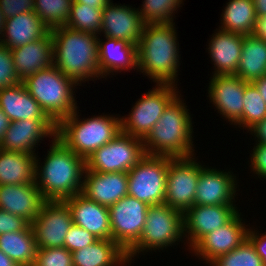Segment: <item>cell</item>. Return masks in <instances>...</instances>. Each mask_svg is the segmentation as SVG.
Segmentation results:
<instances>
[{
	"mask_svg": "<svg viewBox=\"0 0 266 266\" xmlns=\"http://www.w3.org/2000/svg\"><path fill=\"white\" fill-rule=\"evenodd\" d=\"M51 142L44 165L36 157L35 183L45 201H64L81 193L86 163L58 138Z\"/></svg>",
	"mask_w": 266,
	"mask_h": 266,
	"instance_id": "obj_1",
	"label": "cell"
},
{
	"mask_svg": "<svg viewBox=\"0 0 266 266\" xmlns=\"http://www.w3.org/2000/svg\"><path fill=\"white\" fill-rule=\"evenodd\" d=\"M174 23L145 24L137 45L138 69L157 84L175 85L180 65Z\"/></svg>",
	"mask_w": 266,
	"mask_h": 266,
	"instance_id": "obj_2",
	"label": "cell"
},
{
	"mask_svg": "<svg viewBox=\"0 0 266 266\" xmlns=\"http://www.w3.org/2000/svg\"><path fill=\"white\" fill-rule=\"evenodd\" d=\"M50 31L53 38V65L60 72L78 85L101 78L97 35L66 26L54 27Z\"/></svg>",
	"mask_w": 266,
	"mask_h": 266,
	"instance_id": "obj_3",
	"label": "cell"
},
{
	"mask_svg": "<svg viewBox=\"0 0 266 266\" xmlns=\"http://www.w3.org/2000/svg\"><path fill=\"white\" fill-rule=\"evenodd\" d=\"M186 103L178 94L143 139L145 154L184 158L193 156V126Z\"/></svg>",
	"mask_w": 266,
	"mask_h": 266,
	"instance_id": "obj_4",
	"label": "cell"
},
{
	"mask_svg": "<svg viewBox=\"0 0 266 266\" xmlns=\"http://www.w3.org/2000/svg\"><path fill=\"white\" fill-rule=\"evenodd\" d=\"M77 112L56 125V138L86 160L121 132L120 118L108 114L80 119Z\"/></svg>",
	"mask_w": 266,
	"mask_h": 266,
	"instance_id": "obj_5",
	"label": "cell"
},
{
	"mask_svg": "<svg viewBox=\"0 0 266 266\" xmlns=\"http://www.w3.org/2000/svg\"><path fill=\"white\" fill-rule=\"evenodd\" d=\"M22 82L30 95L56 125L78 108L73 96L75 93L73 90L77 88L78 84L66 77L54 65L37 71Z\"/></svg>",
	"mask_w": 266,
	"mask_h": 266,
	"instance_id": "obj_6",
	"label": "cell"
},
{
	"mask_svg": "<svg viewBox=\"0 0 266 266\" xmlns=\"http://www.w3.org/2000/svg\"><path fill=\"white\" fill-rule=\"evenodd\" d=\"M184 237L183 213L166 203L149 205L142 234L126 252L127 259L131 264L132 258L141 252L166 249Z\"/></svg>",
	"mask_w": 266,
	"mask_h": 266,
	"instance_id": "obj_7",
	"label": "cell"
},
{
	"mask_svg": "<svg viewBox=\"0 0 266 266\" xmlns=\"http://www.w3.org/2000/svg\"><path fill=\"white\" fill-rule=\"evenodd\" d=\"M156 86L140 97L127 117H120L121 132L144 139L157 124L163 111L179 91L172 84Z\"/></svg>",
	"mask_w": 266,
	"mask_h": 266,
	"instance_id": "obj_8",
	"label": "cell"
},
{
	"mask_svg": "<svg viewBox=\"0 0 266 266\" xmlns=\"http://www.w3.org/2000/svg\"><path fill=\"white\" fill-rule=\"evenodd\" d=\"M145 155L143 139L120 132L85 160L86 170L103 173L128 172Z\"/></svg>",
	"mask_w": 266,
	"mask_h": 266,
	"instance_id": "obj_9",
	"label": "cell"
},
{
	"mask_svg": "<svg viewBox=\"0 0 266 266\" xmlns=\"http://www.w3.org/2000/svg\"><path fill=\"white\" fill-rule=\"evenodd\" d=\"M169 157L145 155L128 173V195L148 205L164 203Z\"/></svg>",
	"mask_w": 266,
	"mask_h": 266,
	"instance_id": "obj_10",
	"label": "cell"
},
{
	"mask_svg": "<svg viewBox=\"0 0 266 266\" xmlns=\"http://www.w3.org/2000/svg\"><path fill=\"white\" fill-rule=\"evenodd\" d=\"M194 157H169L164 203L183 214L194 206L201 172V164Z\"/></svg>",
	"mask_w": 266,
	"mask_h": 266,
	"instance_id": "obj_11",
	"label": "cell"
},
{
	"mask_svg": "<svg viewBox=\"0 0 266 266\" xmlns=\"http://www.w3.org/2000/svg\"><path fill=\"white\" fill-rule=\"evenodd\" d=\"M149 205L126 195L108 207L112 240L127 252L140 238Z\"/></svg>",
	"mask_w": 266,
	"mask_h": 266,
	"instance_id": "obj_12",
	"label": "cell"
},
{
	"mask_svg": "<svg viewBox=\"0 0 266 266\" xmlns=\"http://www.w3.org/2000/svg\"><path fill=\"white\" fill-rule=\"evenodd\" d=\"M72 224L70 209L64 201H45L31 223L37 248L64 247Z\"/></svg>",
	"mask_w": 266,
	"mask_h": 266,
	"instance_id": "obj_13",
	"label": "cell"
},
{
	"mask_svg": "<svg viewBox=\"0 0 266 266\" xmlns=\"http://www.w3.org/2000/svg\"><path fill=\"white\" fill-rule=\"evenodd\" d=\"M240 215L238 212L227 224L202 237L191 248L190 253H194L198 259H203L208 264L240 246L247 239L249 230Z\"/></svg>",
	"mask_w": 266,
	"mask_h": 266,
	"instance_id": "obj_14",
	"label": "cell"
},
{
	"mask_svg": "<svg viewBox=\"0 0 266 266\" xmlns=\"http://www.w3.org/2000/svg\"><path fill=\"white\" fill-rule=\"evenodd\" d=\"M244 91L245 81L236 75H211L208 87L210 102L226 121L238 127H242Z\"/></svg>",
	"mask_w": 266,
	"mask_h": 266,
	"instance_id": "obj_15",
	"label": "cell"
},
{
	"mask_svg": "<svg viewBox=\"0 0 266 266\" xmlns=\"http://www.w3.org/2000/svg\"><path fill=\"white\" fill-rule=\"evenodd\" d=\"M236 205H196L183 214L184 236L191 249L202 237L227 224L239 211Z\"/></svg>",
	"mask_w": 266,
	"mask_h": 266,
	"instance_id": "obj_16",
	"label": "cell"
},
{
	"mask_svg": "<svg viewBox=\"0 0 266 266\" xmlns=\"http://www.w3.org/2000/svg\"><path fill=\"white\" fill-rule=\"evenodd\" d=\"M46 137H56V124L51 119L13 121L0 141V149L37 154L36 145Z\"/></svg>",
	"mask_w": 266,
	"mask_h": 266,
	"instance_id": "obj_17",
	"label": "cell"
},
{
	"mask_svg": "<svg viewBox=\"0 0 266 266\" xmlns=\"http://www.w3.org/2000/svg\"><path fill=\"white\" fill-rule=\"evenodd\" d=\"M231 171L224 172L201 164L194 206L235 205L237 180Z\"/></svg>",
	"mask_w": 266,
	"mask_h": 266,
	"instance_id": "obj_18",
	"label": "cell"
},
{
	"mask_svg": "<svg viewBox=\"0 0 266 266\" xmlns=\"http://www.w3.org/2000/svg\"><path fill=\"white\" fill-rule=\"evenodd\" d=\"M138 8L117 5L111 1L102 11L101 33L105 37L138 45L144 27Z\"/></svg>",
	"mask_w": 266,
	"mask_h": 266,
	"instance_id": "obj_19",
	"label": "cell"
},
{
	"mask_svg": "<svg viewBox=\"0 0 266 266\" xmlns=\"http://www.w3.org/2000/svg\"><path fill=\"white\" fill-rule=\"evenodd\" d=\"M81 194L100 205L110 207L128 195V173L85 170Z\"/></svg>",
	"mask_w": 266,
	"mask_h": 266,
	"instance_id": "obj_20",
	"label": "cell"
},
{
	"mask_svg": "<svg viewBox=\"0 0 266 266\" xmlns=\"http://www.w3.org/2000/svg\"><path fill=\"white\" fill-rule=\"evenodd\" d=\"M64 202L70 209L73 224L88 230L98 239H112L108 207L89 200L81 193Z\"/></svg>",
	"mask_w": 266,
	"mask_h": 266,
	"instance_id": "obj_21",
	"label": "cell"
},
{
	"mask_svg": "<svg viewBox=\"0 0 266 266\" xmlns=\"http://www.w3.org/2000/svg\"><path fill=\"white\" fill-rule=\"evenodd\" d=\"M45 200L36 183L0 185V209L24 218L31 224Z\"/></svg>",
	"mask_w": 266,
	"mask_h": 266,
	"instance_id": "obj_22",
	"label": "cell"
},
{
	"mask_svg": "<svg viewBox=\"0 0 266 266\" xmlns=\"http://www.w3.org/2000/svg\"><path fill=\"white\" fill-rule=\"evenodd\" d=\"M14 68L22 82L39 70L53 66V38L51 31L39 40L10 49Z\"/></svg>",
	"mask_w": 266,
	"mask_h": 266,
	"instance_id": "obj_23",
	"label": "cell"
},
{
	"mask_svg": "<svg viewBox=\"0 0 266 266\" xmlns=\"http://www.w3.org/2000/svg\"><path fill=\"white\" fill-rule=\"evenodd\" d=\"M216 32L210 38L207 49L215 68L212 74L235 75L240 62L243 35L219 28Z\"/></svg>",
	"mask_w": 266,
	"mask_h": 266,
	"instance_id": "obj_24",
	"label": "cell"
},
{
	"mask_svg": "<svg viewBox=\"0 0 266 266\" xmlns=\"http://www.w3.org/2000/svg\"><path fill=\"white\" fill-rule=\"evenodd\" d=\"M97 38L101 78L109 76L110 73L114 75V72L138 69L137 45L109 37H105L107 40L103 42L99 35Z\"/></svg>",
	"mask_w": 266,
	"mask_h": 266,
	"instance_id": "obj_25",
	"label": "cell"
},
{
	"mask_svg": "<svg viewBox=\"0 0 266 266\" xmlns=\"http://www.w3.org/2000/svg\"><path fill=\"white\" fill-rule=\"evenodd\" d=\"M49 32V27L40 20V17L34 11H29L5 19L0 44L13 49L39 40Z\"/></svg>",
	"mask_w": 266,
	"mask_h": 266,
	"instance_id": "obj_26",
	"label": "cell"
},
{
	"mask_svg": "<svg viewBox=\"0 0 266 266\" xmlns=\"http://www.w3.org/2000/svg\"><path fill=\"white\" fill-rule=\"evenodd\" d=\"M0 109L11 122L50 119L40 104L27 91L23 82L0 89Z\"/></svg>",
	"mask_w": 266,
	"mask_h": 266,
	"instance_id": "obj_27",
	"label": "cell"
},
{
	"mask_svg": "<svg viewBox=\"0 0 266 266\" xmlns=\"http://www.w3.org/2000/svg\"><path fill=\"white\" fill-rule=\"evenodd\" d=\"M73 266H125L126 252L112 239H98L82 249L71 252Z\"/></svg>",
	"mask_w": 266,
	"mask_h": 266,
	"instance_id": "obj_28",
	"label": "cell"
},
{
	"mask_svg": "<svg viewBox=\"0 0 266 266\" xmlns=\"http://www.w3.org/2000/svg\"><path fill=\"white\" fill-rule=\"evenodd\" d=\"M36 154L0 149V185L35 183Z\"/></svg>",
	"mask_w": 266,
	"mask_h": 266,
	"instance_id": "obj_29",
	"label": "cell"
},
{
	"mask_svg": "<svg viewBox=\"0 0 266 266\" xmlns=\"http://www.w3.org/2000/svg\"><path fill=\"white\" fill-rule=\"evenodd\" d=\"M235 75L250 83L266 76V41L253 34L243 35L241 57Z\"/></svg>",
	"mask_w": 266,
	"mask_h": 266,
	"instance_id": "obj_30",
	"label": "cell"
},
{
	"mask_svg": "<svg viewBox=\"0 0 266 266\" xmlns=\"http://www.w3.org/2000/svg\"><path fill=\"white\" fill-rule=\"evenodd\" d=\"M0 250L19 266H32L37 246L31 224L22 231L0 235Z\"/></svg>",
	"mask_w": 266,
	"mask_h": 266,
	"instance_id": "obj_31",
	"label": "cell"
},
{
	"mask_svg": "<svg viewBox=\"0 0 266 266\" xmlns=\"http://www.w3.org/2000/svg\"><path fill=\"white\" fill-rule=\"evenodd\" d=\"M226 4L219 29L244 36L252 34L257 19L253 0H229Z\"/></svg>",
	"mask_w": 266,
	"mask_h": 266,
	"instance_id": "obj_32",
	"label": "cell"
},
{
	"mask_svg": "<svg viewBox=\"0 0 266 266\" xmlns=\"http://www.w3.org/2000/svg\"><path fill=\"white\" fill-rule=\"evenodd\" d=\"M103 9L72 2L70 16L66 27L73 30L92 33L98 36L102 26Z\"/></svg>",
	"mask_w": 266,
	"mask_h": 266,
	"instance_id": "obj_33",
	"label": "cell"
},
{
	"mask_svg": "<svg viewBox=\"0 0 266 266\" xmlns=\"http://www.w3.org/2000/svg\"><path fill=\"white\" fill-rule=\"evenodd\" d=\"M73 0H34V12L53 29L68 22Z\"/></svg>",
	"mask_w": 266,
	"mask_h": 266,
	"instance_id": "obj_34",
	"label": "cell"
},
{
	"mask_svg": "<svg viewBox=\"0 0 266 266\" xmlns=\"http://www.w3.org/2000/svg\"><path fill=\"white\" fill-rule=\"evenodd\" d=\"M182 2L183 0H144L138 12L144 24L173 23V14Z\"/></svg>",
	"mask_w": 266,
	"mask_h": 266,
	"instance_id": "obj_35",
	"label": "cell"
},
{
	"mask_svg": "<svg viewBox=\"0 0 266 266\" xmlns=\"http://www.w3.org/2000/svg\"><path fill=\"white\" fill-rule=\"evenodd\" d=\"M243 100L242 127L249 132L252 127L266 118V103L257 87L250 82H245Z\"/></svg>",
	"mask_w": 266,
	"mask_h": 266,
	"instance_id": "obj_36",
	"label": "cell"
},
{
	"mask_svg": "<svg viewBox=\"0 0 266 266\" xmlns=\"http://www.w3.org/2000/svg\"><path fill=\"white\" fill-rule=\"evenodd\" d=\"M210 266H264L252 243L246 239L240 246L213 260Z\"/></svg>",
	"mask_w": 266,
	"mask_h": 266,
	"instance_id": "obj_37",
	"label": "cell"
},
{
	"mask_svg": "<svg viewBox=\"0 0 266 266\" xmlns=\"http://www.w3.org/2000/svg\"><path fill=\"white\" fill-rule=\"evenodd\" d=\"M32 266H73L72 254L65 247L37 248Z\"/></svg>",
	"mask_w": 266,
	"mask_h": 266,
	"instance_id": "obj_38",
	"label": "cell"
},
{
	"mask_svg": "<svg viewBox=\"0 0 266 266\" xmlns=\"http://www.w3.org/2000/svg\"><path fill=\"white\" fill-rule=\"evenodd\" d=\"M16 74L11 50L0 44V89L20 83Z\"/></svg>",
	"mask_w": 266,
	"mask_h": 266,
	"instance_id": "obj_39",
	"label": "cell"
},
{
	"mask_svg": "<svg viewBox=\"0 0 266 266\" xmlns=\"http://www.w3.org/2000/svg\"><path fill=\"white\" fill-rule=\"evenodd\" d=\"M97 240L98 238L88 230L72 224L66 234L64 247L70 252H74L76 250L82 249L84 246L91 245Z\"/></svg>",
	"mask_w": 266,
	"mask_h": 266,
	"instance_id": "obj_40",
	"label": "cell"
},
{
	"mask_svg": "<svg viewBox=\"0 0 266 266\" xmlns=\"http://www.w3.org/2000/svg\"><path fill=\"white\" fill-rule=\"evenodd\" d=\"M0 10L5 19L34 11V0H0Z\"/></svg>",
	"mask_w": 266,
	"mask_h": 266,
	"instance_id": "obj_41",
	"label": "cell"
},
{
	"mask_svg": "<svg viewBox=\"0 0 266 266\" xmlns=\"http://www.w3.org/2000/svg\"><path fill=\"white\" fill-rule=\"evenodd\" d=\"M29 223L22 217L0 209V235L24 230Z\"/></svg>",
	"mask_w": 266,
	"mask_h": 266,
	"instance_id": "obj_42",
	"label": "cell"
},
{
	"mask_svg": "<svg viewBox=\"0 0 266 266\" xmlns=\"http://www.w3.org/2000/svg\"><path fill=\"white\" fill-rule=\"evenodd\" d=\"M251 155V168L259 179H266V144H255Z\"/></svg>",
	"mask_w": 266,
	"mask_h": 266,
	"instance_id": "obj_43",
	"label": "cell"
},
{
	"mask_svg": "<svg viewBox=\"0 0 266 266\" xmlns=\"http://www.w3.org/2000/svg\"><path fill=\"white\" fill-rule=\"evenodd\" d=\"M260 233L255 229L249 228L247 239L254 246L256 253L260 256L262 263L266 266V233L259 235Z\"/></svg>",
	"mask_w": 266,
	"mask_h": 266,
	"instance_id": "obj_44",
	"label": "cell"
},
{
	"mask_svg": "<svg viewBox=\"0 0 266 266\" xmlns=\"http://www.w3.org/2000/svg\"><path fill=\"white\" fill-rule=\"evenodd\" d=\"M249 131L252 136L254 134L253 137L257 139L255 144H266V118L261 122L257 123Z\"/></svg>",
	"mask_w": 266,
	"mask_h": 266,
	"instance_id": "obj_45",
	"label": "cell"
},
{
	"mask_svg": "<svg viewBox=\"0 0 266 266\" xmlns=\"http://www.w3.org/2000/svg\"><path fill=\"white\" fill-rule=\"evenodd\" d=\"M252 34L266 41V15L257 17Z\"/></svg>",
	"mask_w": 266,
	"mask_h": 266,
	"instance_id": "obj_46",
	"label": "cell"
},
{
	"mask_svg": "<svg viewBox=\"0 0 266 266\" xmlns=\"http://www.w3.org/2000/svg\"><path fill=\"white\" fill-rule=\"evenodd\" d=\"M74 2L93 6V8L104 9L111 0H73Z\"/></svg>",
	"mask_w": 266,
	"mask_h": 266,
	"instance_id": "obj_47",
	"label": "cell"
},
{
	"mask_svg": "<svg viewBox=\"0 0 266 266\" xmlns=\"http://www.w3.org/2000/svg\"><path fill=\"white\" fill-rule=\"evenodd\" d=\"M252 83L257 87L259 93L261 94V97L266 103V76H263L260 79L253 81Z\"/></svg>",
	"mask_w": 266,
	"mask_h": 266,
	"instance_id": "obj_48",
	"label": "cell"
},
{
	"mask_svg": "<svg viewBox=\"0 0 266 266\" xmlns=\"http://www.w3.org/2000/svg\"><path fill=\"white\" fill-rule=\"evenodd\" d=\"M10 122L9 118L0 109V141L4 136V133L7 131Z\"/></svg>",
	"mask_w": 266,
	"mask_h": 266,
	"instance_id": "obj_49",
	"label": "cell"
},
{
	"mask_svg": "<svg viewBox=\"0 0 266 266\" xmlns=\"http://www.w3.org/2000/svg\"><path fill=\"white\" fill-rule=\"evenodd\" d=\"M255 10H256V16H264L266 15V0H253Z\"/></svg>",
	"mask_w": 266,
	"mask_h": 266,
	"instance_id": "obj_50",
	"label": "cell"
},
{
	"mask_svg": "<svg viewBox=\"0 0 266 266\" xmlns=\"http://www.w3.org/2000/svg\"><path fill=\"white\" fill-rule=\"evenodd\" d=\"M0 266H19V265L0 250Z\"/></svg>",
	"mask_w": 266,
	"mask_h": 266,
	"instance_id": "obj_51",
	"label": "cell"
},
{
	"mask_svg": "<svg viewBox=\"0 0 266 266\" xmlns=\"http://www.w3.org/2000/svg\"><path fill=\"white\" fill-rule=\"evenodd\" d=\"M4 26H5V18L3 17V14L0 10V42H1V38H2V34L4 31Z\"/></svg>",
	"mask_w": 266,
	"mask_h": 266,
	"instance_id": "obj_52",
	"label": "cell"
}]
</instances>
